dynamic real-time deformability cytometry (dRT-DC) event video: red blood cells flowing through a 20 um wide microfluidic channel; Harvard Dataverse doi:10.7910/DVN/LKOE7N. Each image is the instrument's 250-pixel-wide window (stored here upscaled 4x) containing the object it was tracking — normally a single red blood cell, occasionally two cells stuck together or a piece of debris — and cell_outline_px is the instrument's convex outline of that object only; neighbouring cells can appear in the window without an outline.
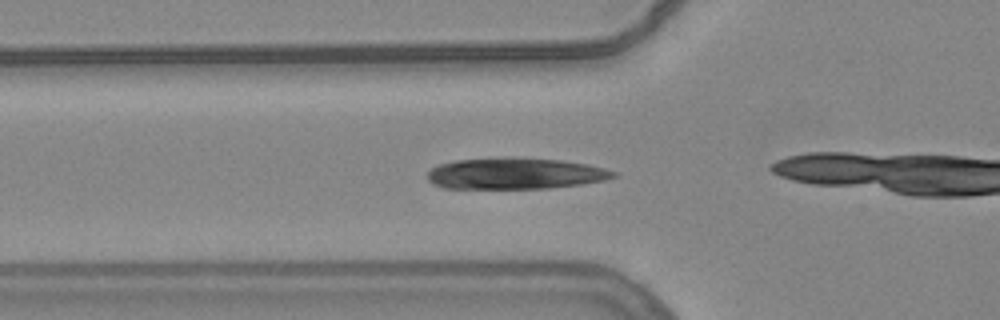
{"species": "common noctule bat (a hibernating species)", "species_latin": "Nyctalus noctula", "temperature_condition": "warm", "stored_images_in_passage": 42, "camera_frame_rate_fps": 3000, "um_per_image_px": 0.085, "animal": {"sex": "female", "body_mass_g": 24.6, "forearm_length_mm": 56.2}, "frame": {"image": 1, "passage_image": 19, "time_ms": 6.0, "image_size_px": [1000, 320], "cell_outline_px": [[620, 176], [604, 180], [580, 184], [548, 188], [444, 188], [432, 184], [428, 180], [428, 172], [436, 164], [456, 160], [560, 160], [588, 164], [604, 168], [616, 172]], "centroid_in_image_um": [43.8, 14.79], "position_along_channel_um": 82.0, "area_um2": 32.71}}